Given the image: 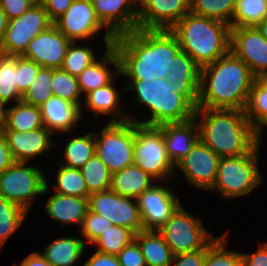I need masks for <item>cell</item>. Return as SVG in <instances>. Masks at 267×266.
<instances>
[{
    "instance_id": "45",
    "label": "cell",
    "mask_w": 267,
    "mask_h": 266,
    "mask_svg": "<svg viewBox=\"0 0 267 266\" xmlns=\"http://www.w3.org/2000/svg\"><path fill=\"white\" fill-rule=\"evenodd\" d=\"M41 66L34 61L16 56L17 88L23 94L29 89Z\"/></svg>"
},
{
    "instance_id": "29",
    "label": "cell",
    "mask_w": 267,
    "mask_h": 266,
    "mask_svg": "<svg viewBox=\"0 0 267 266\" xmlns=\"http://www.w3.org/2000/svg\"><path fill=\"white\" fill-rule=\"evenodd\" d=\"M134 239L138 242L146 266H169L173 259L171 248L157 230H141Z\"/></svg>"
},
{
    "instance_id": "3",
    "label": "cell",
    "mask_w": 267,
    "mask_h": 266,
    "mask_svg": "<svg viewBox=\"0 0 267 266\" xmlns=\"http://www.w3.org/2000/svg\"><path fill=\"white\" fill-rule=\"evenodd\" d=\"M194 118L199 140L219 157L249 154L262 143V135L242 110L196 108Z\"/></svg>"
},
{
    "instance_id": "9",
    "label": "cell",
    "mask_w": 267,
    "mask_h": 266,
    "mask_svg": "<svg viewBox=\"0 0 267 266\" xmlns=\"http://www.w3.org/2000/svg\"><path fill=\"white\" fill-rule=\"evenodd\" d=\"M180 204L158 230L173 255L207 248L217 237L203 226L202 220Z\"/></svg>"
},
{
    "instance_id": "26",
    "label": "cell",
    "mask_w": 267,
    "mask_h": 266,
    "mask_svg": "<svg viewBox=\"0 0 267 266\" xmlns=\"http://www.w3.org/2000/svg\"><path fill=\"white\" fill-rule=\"evenodd\" d=\"M46 214L52 220L65 225L81 226L88 211V198L54 193L44 205Z\"/></svg>"
},
{
    "instance_id": "53",
    "label": "cell",
    "mask_w": 267,
    "mask_h": 266,
    "mask_svg": "<svg viewBox=\"0 0 267 266\" xmlns=\"http://www.w3.org/2000/svg\"><path fill=\"white\" fill-rule=\"evenodd\" d=\"M38 251H34L26 256L19 266H52ZM13 266L18 265L14 264Z\"/></svg>"
},
{
    "instance_id": "51",
    "label": "cell",
    "mask_w": 267,
    "mask_h": 266,
    "mask_svg": "<svg viewBox=\"0 0 267 266\" xmlns=\"http://www.w3.org/2000/svg\"><path fill=\"white\" fill-rule=\"evenodd\" d=\"M83 266H121L116 255L95 251Z\"/></svg>"
},
{
    "instance_id": "36",
    "label": "cell",
    "mask_w": 267,
    "mask_h": 266,
    "mask_svg": "<svg viewBox=\"0 0 267 266\" xmlns=\"http://www.w3.org/2000/svg\"><path fill=\"white\" fill-rule=\"evenodd\" d=\"M28 212L19 205L0 197V251L13 233L23 224Z\"/></svg>"
},
{
    "instance_id": "20",
    "label": "cell",
    "mask_w": 267,
    "mask_h": 266,
    "mask_svg": "<svg viewBox=\"0 0 267 266\" xmlns=\"http://www.w3.org/2000/svg\"><path fill=\"white\" fill-rule=\"evenodd\" d=\"M96 17L114 36L138 28V8L130 0H91Z\"/></svg>"
},
{
    "instance_id": "52",
    "label": "cell",
    "mask_w": 267,
    "mask_h": 266,
    "mask_svg": "<svg viewBox=\"0 0 267 266\" xmlns=\"http://www.w3.org/2000/svg\"><path fill=\"white\" fill-rule=\"evenodd\" d=\"M13 156L7 145L4 134L0 130V174L14 163Z\"/></svg>"
},
{
    "instance_id": "16",
    "label": "cell",
    "mask_w": 267,
    "mask_h": 266,
    "mask_svg": "<svg viewBox=\"0 0 267 266\" xmlns=\"http://www.w3.org/2000/svg\"><path fill=\"white\" fill-rule=\"evenodd\" d=\"M230 51L257 77L267 72V40L253 27H231Z\"/></svg>"
},
{
    "instance_id": "5",
    "label": "cell",
    "mask_w": 267,
    "mask_h": 266,
    "mask_svg": "<svg viewBox=\"0 0 267 266\" xmlns=\"http://www.w3.org/2000/svg\"><path fill=\"white\" fill-rule=\"evenodd\" d=\"M181 51L200 67L215 62L230 51L231 26L225 22L187 13L171 29Z\"/></svg>"
},
{
    "instance_id": "10",
    "label": "cell",
    "mask_w": 267,
    "mask_h": 266,
    "mask_svg": "<svg viewBox=\"0 0 267 266\" xmlns=\"http://www.w3.org/2000/svg\"><path fill=\"white\" fill-rule=\"evenodd\" d=\"M94 133L95 153L113 174L133 164L135 122H107Z\"/></svg>"
},
{
    "instance_id": "47",
    "label": "cell",
    "mask_w": 267,
    "mask_h": 266,
    "mask_svg": "<svg viewBox=\"0 0 267 266\" xmlns=\"http://www.w3.org/2000/svg\"><path fill=\"white\" fill-rule=\"evenodd\" d=\"M205 248L173 255L169 266H204Z\"/></svg>"
},
{
    "instance_id": "6",
    "label": "cell",
    "mask_w": 267,
    "mask_h": 266,
    "mask_svg": "<svg viewBox=\"0 0 267 266\" xmlns=\"http://www.w3.org/2000/svg\"><path fill=\"white\" fill-rule=\"evenodd\" d=\"M259 149L260 145L249 154L220 157L217 177L209 191L218 192L225 200L251 194L264 180L258 165Z\"/></svg>"
},
{
    "instance_id": "13",
    "label": "cell",
    "mask_w": 267,
    "mask_h": 266,
    "mask_svg": "<svg viewBox=\"0 0 267 266\" xmlns=\"http://www.w3.org/2000/svg\"><path fill=\"white\" fill-rule=\"evenodd\" d=\"M88 210L103 216L113 225L129 228L135 234L143 230L137 200L121 196L111 189L88 195Z\"/></svg>"
},
{
    "instance_id": "17",
    "label": "cell",
    "mask_w": 267,
    "mask_h": 266,
    "mask_svg": "<svg viewBox=\"0 0 267 266\" xmlns=\"http://www.w3.org/2000/svg\"><path fill=\"white\" fill-rule=\"evenodd\" d=\"M70 43L71 41L52 24L28 43L21 56L41 67L57 69L61 67Z\"/></svg>"
},
{
    "instance_id": "58",
    "label": "cell",
    "mask_w": 267,
    "mask_h": 266,
    "mask_svg": "<svg viewBox=\"0 0 267 266\" xmlns=\"http://www.w3.org/2000/svg\"><path fill=\"white\" fill-rule=\"evenodd\" d=\"M137 8L140 6L141 0H130Z\"/></svg>"
},
{
    "instance_id": "49",
    "label": "cell",
    "mask_w": 267,
    "mask_h": 266,
    "mask_svg": "<svg viewBox=\"0 0 267 266\" xmlns=\"http://www.w3.org/2000/svg\"><path fill=\"white\" fill-rule=\"evenodd\" d=\"M73 1L74 0H42L41 3L49 19L54 22L67 11Z\"/></svg>"
},
{
    "instance_id": "44",
    "label": "cell",
    "mask_w": 267,
    "mask_h": 266,
    "mask_svg": "<svg viewBox=\"0 0 267 266\" xmlns=\"http://www.w3.org/2000/svg\"><path fill=\"white\" fill-rule=\"evenodd\" d=\"M112 225V222L108 219L88 210L79 231L86 239V242L92 245V243Z\"/></svg>"
},
{
    "instance_id": "37",
    "label": "cell",
    "mask_w": 267,
    "mask_h": 266,
    "mask_svg": "<svg viewBox=\"0 0 267 266\" xmlns=\"http://www.w3.org/2000/svg\"><path fill=\"white\" fill-rule=\"evenodd\" d=\"M237 0H190V12L231 26Z\"/></svg>"
},
{
    "instance_id": "19",
    "label": "cell",
    "mask_w": 267,
    "mask_h": 266,
    "mask_svg": "<svg viewBox=\"0 0 267 266\" xmlns=\"http://www.w3.org/2000/svg\"><path fill=\"white\" fill-rule=\"evenodd\" d=\"M7 141L15 162L29 163L31 159L39 157L43 153H50L58 141L52 140L53 134L45 127L32 131L18 132L15 130H1Z\"/></svg>"
},
{
    "instance_id": "43",
    "label": "cell",
    "mask_w": 267,
    "mask_h": 266,
    "mask_svg": "<svg viewBox=\"0 0 267 266\" xmlns=\"http://www.w3.org/2000/svg\"><path fill=\"white\" fill-rule=\"evenodd\" d=\"M52 68L41 67L31 86L22 95V101L34 106L42 105L52 96Z\"/></svg>"
},
{
    "instance_id": "8",
    "label": "cell",
    "mask_w": 267,
    "mask_h": 266,
    "mask_svg": "<svg viewBox=\"0 0 267 266\" xmlns=\"http://www.w3.org/2000/svg\"><path fill=\"white\" fill-rule=\"evenodd\" d=\"M14 162L0 174V197L30 212L36 197L48 191V179L38 166Z\"/></svg>"
},
{
    "instance_id": "1",
    "label": "cell",
    "mask_w": 267,
    "mask_h": 266,
    "mask_svg": "<svg viewBox=\"0 0 267 266\" xmlns=\"http://www.w3.org/2000/svg\"><path fill=\"white\" fill-rule=\"evenodd\" d=\"M119 58V73L128 80L167 78L173 58L181 51L171 30L142 29L115 37L112 44Z\"/></svg>"
},
{
    "instance_id": "14",
    "label": "cell",
    "mask_w": 267,
    "mask_h": 266,
    "mask_svg": "<svg viewBox=\"0 0 267 266\" xmlns=\"http://www.w3.org/2000/svg\"><path fill=\"white\" fill-rule=\"evenodd\" d=\"M219 160L217 154L198 140L175 165V173L180 170L191 186L208 192L215 183Z\"/></svg>"
},
{
    "instance_id": "50",
    "label": "cell",
    "mask_w": 267,
    "mask_h": 266,
    "mask_svg": "<svg viewBox=\"0 0 267 266\" xmlns=\"http://www.w3.org/2000/svg\"><path fill=\"white\" fill-rule=\"evenodd\" d=\"M243 266H267V241L262 242L253 253H242Z\"/></svg>"
},
{
    "instance_id": "48",
    "label": "cell",
    "mask_w": 267,
    "mask_h": 266,
    "mask_svg": "<svg viewBox=\"0 0 267 266\" xmlns=\"http://www.w3.org/2000/svg\"><path fill=\"white\" fill-rule=\"evenodd\" d=\"M35 3V0H0L8 20L23 15Z\"/></svg>"
},
{
    "instance_id": "30",
    "label": "cell",
    "mask_w": 267,
    "mask_h": 266,
    "mask_svg": "<svg viewBox=\"0 0 267 266\" xmlns=\"http://www.w3.org/2000/svg\"><path fill=\"white\" fill-rule=\"evenodd\" d=\"M42 127L44 125L40 107L21 100L6 108L5 124L1 130L28 132Z\"/></svg>"
},
{
    "instance_id": "4",
    "label": "cell",
    "mask_w": 267,
    "mask_h": 266,
    "mask_svg": "<svg viewBox=\"0 0 267 266\" xmlns=\"http://www.w3.org/2000/svg\"><path fill=\"white\" fill-rule=\"evenodd\" d=\"M122 93L135 92L132 104L142 105L150 111V118L138 119L129 116V120L142 125L160 126L167 123H182L194 118L196 107L167 78L156 80H127Z\"/></svg>"
},
{
    "instance_id": "34",
    "label": "cell",
    "mask_w": 267,
    "mask_h": 266,
    "mask_svg": "<svg viewBox=\"0 0 267 266\" xmlns=\"http://www.w3.org/2000/svg\"><path fill=\"white\" fill-rule=\"evenodd\" d=\"M80 170L89 195L111 189L112 173L96 153Z\"/></svg>"
},
{
    "instance_id": "42",
    "label": "cell",
    "mask_w": 267,
    "mask_h": 266,
    "mask_svg": "<svg viewBox=\"0 0 267 266\" xmlns=\"http://www.w3.org/2000/svg\"><path fill=\"white\" fill-rule=\"evenodd\" d=\"M52 95L82 106L81 92L77 77L72 76L61 68H52Z\"/></svg>"
},
{
    "instance_id": "39",
    "label": "cell",
    "mask_w": 267,
    "mask_h": 266,
    "mask_svg": "<svg viewBox=\"0 0 267 266\" xmlns=\"http://www.w3.org/2000/svg\"><path fill=\"white\" fill-rule=\"evenodd\" d=\"M267 16V0H237L231 27H253Z\"/></svg>"
},
{
    "instance_id": "46",
    "label": "cell",
    "mask_w": 267,
    "mask_h": 266,
    "mask_svg": "<svg viewBox=\"0 0 267 266\" xmlns=\"http://www.w3.org/2000/svg\"><path fill=\"white\" fill-rule=\"evenodd\" d=\"M117 258L121 266H146L141 248L135 239L124 247Z\"/></svg>"
},
{
    "instance_id": "38",
    "label": "cell",
    "mask_w": 267,
    "mask_h": 266,
    "mask_svg": "<svg viewBox=\"0 0 267 266\" xmlns=\"http://www.w3.org/2000/svg\"><path fill=\"white\" fill-rule=\"evenodd\" d=\"M227 231L205 248L204 266H243L241 252L227 250Z\"/></svg>"
},
{
    "instance_id": "41",
    "label": "cell",
    "mask_w": 267,
    "mask_h": 266,
    "mask_svg": "<svg viewBox=\"0 0 267 266\" xmlns=\"http://www.w3.org/2000/svg\"><path fill=\"white\" fill-rule=\"evenodd\" d=\"M77 44L76 41H71L60 67L75 77L98 59L94 54L93 48Z\"/></svg>"
},
{
    "instance_id": "23",
    "label": "cell",
    "mask_w": 267,
    "mask_h": 266,
    "mask_svg": "<svg viewBox=\"0 0 267 266\" xmlns=\"http://www.w3.org/2000/svg\"><path fill=\"white\" fill-rule=\"evenodd\" d=\"M167 81L175 86L196 108L200 90V67L185 52L180 51L167 70Z\"/></svg>"
},
{
    "instance_id": "21",
    "label": "cell",
    "mask_w": 267,
    "mask_h": 266,
    "mask_svg": "<svg viewBox=\"0 0 267 266\" xmlns=\"http://www.w3.org/2000/svg\"><path fill=\"white\" fill-rule=\"evenodd\" d=\"M39 107L43 125L53 135L57 132L69 133L83 117L79 105L54 95Z\"/></svg>"
},
{
    "instance_id": "15",
    "label": "cell",
    "mask_w": 267,
    "mask_h": 266,
    "mask_svg": "<svg viewBox=\"0 0 267 266\" xmlns=\"http://www.w3.org/2000/svg\"><path fill=\"white\" fill-rule=\"evenodd\" d=\"M164 183L154 184L136 199L143 230L158 231L181 204L180 198Z\"/></svg>"
},
{
    "instance_id": "33",
    "label": "cell",
    "mask_w": 267,
    "mask_h": 266,
    "mask_svg": "<svg viewBox=\"0 0 267 266\" xmlns=\"http://www.w3.org/2000/svg\"><path fill=\"white\" fill-rule=\"evenodd\" d=\"M244 113L250 124L262 135L267 127V90L256 80L248 95Z\"/></svg>"
},
{
    "instance_id": "11",
    "label": "cell",
    "mask_w": 267,
    "mask_h": 266,
    "mask_svg": "<svg viewBox=\"0 0 267 266\" xmlns=\"http://www.w3.org/2000/svg\"><path fill=\"white\" fill-rule=\"evenodd\" d=\"M53 22L41 2H36L23 15L8 20L5 37L0 43V53L21 56L28 43Z\"/></svg>"
},
{
    "instance_id": "32",
    "label": "cell",
    "mask_w": 267,
    "mask_h": 266,
    "mask_svg": "<svg viewBox=\"0 0 267 266\" xmlns=\"http://www.w3.org/2000/svg\"><path fill=\"white\" fill-rule=\"evenodd\" d=\"M16 56L0 53V101L5 105L22 100L17 88ZM9 103V104H8Z\"/></svg>"
},
{
    "instance_id": "18",
    "label": "cell",
    "mask_w": 267,
    "mask_h": 266,
    "mask_svg": "<svg viewBox=\"0 0 267 266\" xmlns=\"http://www.w3.org/2000/svg\"><path fill=\"white\" fill-rule=\"evenodd\" d=\"M187 13L190 0H141L138 28L170 30Z\"/></svg>"
},
{
    "instance_id": "25",
    "label": "cell",
    "mask_w": 267,
    "mask_h": 266,
    "mask_svg": "<svg viewBox=\"0 0 267 266\" xmlns=\"http://www.w3.org/2000/svg\"><path fill=\"white\" fill-rule=\"evenodd\" d=\"M118 76H120V73L109 84L99 87L85 95L84 99H82L84 101H82L81 114L84 112L82 110L86 107L85 110L89 109L88 111L94 113L92 116L95 119L99 118V115L107 116L110 114L112 117L109 119V122H123L129 120V117L124 114L125 110L119 106L121 95L114 86V81Z\"/></svg>"
},
{
    "instance_id": "2",
    "label": "cell",
    "mask_w": 267,
    "mask_h": 266,
    "mask_svg": "<svg viewBox=\"0 0 267 266\" xmlns=\"http://www.w3.org/2000/svg\"><path fill=\"white\" fill-rule=\"evenodd\" d=\"M255 80L248 65L229 51L215 62L200 68L197 108L244 111Z\"/></svg>"
},
{
    "instance_id": "57",
    "label": "cell",
    "mask_w": 267,
    "mask_h": 266,
    "mask_svg": "<svg viewBox=\"0 0 267 266\" xmlns=\"http://www.w3.org/2000/svg\"><path fill=\"white\" fill-rule=\"evenodd\" d=\"M256 81L267 90V72L258 75Z\"/></svg>"
},
{
    "instance_id": "12",
    "label": "cell",
    "mask_w": 267,
    "mask_h": 266,
    "mask_svg": "<svg viewBox=\"0 0 267 266\" xmlns=\"http://www.w3.org/2000/svg\"><path fill=\"white\" fill-rule=\"evenodd\" d=\"M53 24L70 41L77 42L92 39L104 29L105 47L112 46L115 39L96 17L91 0H74L67 11L56 19Z\"/></svg>"
},
{
    "instance_id": "54",
    "label": "cell",
    "mask_w": 267,
    "mask_h": 266,
    "mask_svg": "<svg viewBox=\"0 0 267 266\" xmlns=\"http://www.w3.org/2000/svg\"><path fill=\"white\" fill-rule=\"evenodd\" d=\"M8 25L7 16L0 5V43L2 42L3 38L5 37L6 29Z\"/></svg>"
},
{
    "instance_id": "40",
    "label": "cell",
    "mask_w": 267,
    "mask_h": 266,
    "mask_svg": "<svg viewBox=\"0 0 267 266\" xmlns=\"http://www.w3.org/2000/svg\"><path fill=\"white\" fill-rule=\"evenodd\" d=\"M134 236L135 233L129 228L112 225L92 244L97 246V251L117 256Z\"/></svg>"
},
{
    "instance_id": "27",
    "label": "cell",
    "mask_w": 267,
    "mask_h": 266,
    "mask_svg": "<svg viewBox=\"0 0 267 266\" xmlns=\"http://www.w3.org/2000/svg\"><path fill=\"white\" fill-rule=\"evenodd\" d=\"M155 179L134 164L112 174L111 190L117 194L137 199L143 192L150 189Z\"/></svg>"
},
{
    "instance_id": "28",
    "label": "cell",
    "mask_w": 267,
    "mask_h": 266,
    "mask_svg": "<svg viewBox=\"0 0 267 266\" xmlns=\"http://www.w3.org/2000/svg\"><path fill=\"white\" fill-rule=\"evenodd\" d=\"M85 240L76 236H62L48 244L40 253L52 266H74L81 260Z\"/></svg>"
},
{
    "instance_id": "24",
    "label": "cell",
    "mask_w": 267,
    "mask_h": 266,
    "mask_svg": "<svg viewBox=\"0 0 267 266\" xmlns=\"http://www.w3.org/2000/svg\"><path fill=\"white\" fill-rule=\"evenodd\" d=\"M101 56L77 76L82 95L109 84L119 74V58L113 46L105 47Z\"/></svg>"
},
{
    "instance_id": "35",
    "label": "cell",
    "mask_w": 267,
    "mask_h": 266,
    "mask_svg": "<svg viewBox=\"0 0 267 266\" xmlns=\"http://www.w3.org/2000/svg\"><path fill=\"white\" fill-rule=\"evenodd\" d=\"M55 175L56 183L53 186V190L55 189L54 192L73 197L88 198L89 194L85 179L80 169L60 164Z\"/></svg>"
},
{
    "instance_id": "7",
    "label": "cell",
    "mask_w": 267,
    "mask_h": 266,
    "mask_svg": "<svg viewBox=\"0 0 267 266\" xmlns=\"http://www.w3.org/2000/svg\"><path fill=\"white\" fill-rule=\"evenodd\" d=\"M133 164L140 167L157 182H172L175 166L169 159L163 139L162 130L158 126L142 125L135 122L133 143Z\"/></svg>"
},
{
    "instance_id": "22",
    "label": "cell",
    "mask_w": 267,
    "mask_h": 266,
    "mask_svg": "<svg viewBox=\"0 0 267 266\" xmlns=\"http://www.w3.org/2000/svg\"><path fill=\"white\" fill-rule=\"evenodd\" d=\"M169 159L175 166L199 140V129L195 118L182 123H167L158 126Z\"/></svg>"
},
{
    "instance_id": "31",
    "label": "cell",
    "mask_w": 267,
    "mask_h": 266,
    "mask_svg": "<svg viewBox=\"0 0 267 266\" xmlns=\"http://www.w3.org/2000/svg\"><path fill=\"white\" fill-rule=\"evenodd\" d=\"M94 132H88L84 135H76L67 141L64 148V160L61 165L81 169L83 165L95 154V136Z\"/></svg>"
},
{
    "instance_id": "55",
    "label": "cell",
    "mask_w": 267,
    "mask_h": 266,
    "mask_svg": "<svg viewBox=\"0 0 267 266\" xmlns=\"http://www.w3.org/2000/svg\"><path fill=\"white\" fill-rule=\"evenodd\" d=\"M256 28L260 31L261 35L267 40V16L256 25Z\"/></svg>"
},
{
    "instance_id": "56",
    "label": "cell",
    "mask_w": 267,
    "mask_h": 266,
    "mask_svg": "<svg viewBox=\"0 0 267 266\" xmlns=\"http://www.w3.org/2000/svg\"><path fill=\"white\" fill-rule=\"evenodd\" d=\"M7 106L0 101V130L4 127Z\"/></svg>"
}]
</instances>
